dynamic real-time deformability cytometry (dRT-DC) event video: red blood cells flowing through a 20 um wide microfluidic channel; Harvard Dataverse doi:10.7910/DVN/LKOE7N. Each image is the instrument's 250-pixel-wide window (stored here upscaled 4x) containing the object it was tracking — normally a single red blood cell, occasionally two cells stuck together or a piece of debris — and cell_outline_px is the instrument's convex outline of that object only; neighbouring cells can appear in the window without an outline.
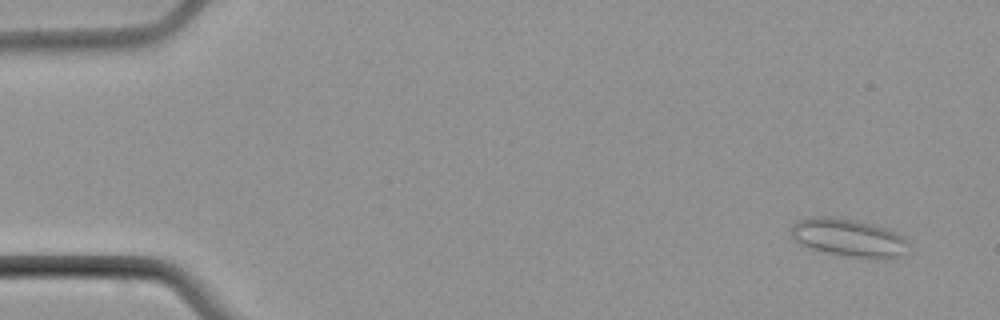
{"species": "common noctule bat (a hibernating species)", "species_latin": "Nyctalus noctula", "temperature_condition": "cold", "stored_images_in_passage": 4, "camera_frame_rate_fps": 3000, "um_per_image_px": 0.085, "animal": {"sex": "male", "body_mass_g": 21.5, "forearm_length_mm": 52.0}, "frame": {"image": 1, "passage_image": 1, "time_ms": 0.0, "image_size_px": [1000, 320], "cell_outline_px": [[904, 240], [900, 256], [852, 256], [828, 252], [812, 248], [796, 240], [792, 236], [792, 224], [800, 220], [812, 216], [828, 216], [856, 220], [884, 228], [896, 232]], "centroid_in_image_um": [72.0, 20.14], "position_along_channel_um": 13.0, "area_um2": 24.28}}